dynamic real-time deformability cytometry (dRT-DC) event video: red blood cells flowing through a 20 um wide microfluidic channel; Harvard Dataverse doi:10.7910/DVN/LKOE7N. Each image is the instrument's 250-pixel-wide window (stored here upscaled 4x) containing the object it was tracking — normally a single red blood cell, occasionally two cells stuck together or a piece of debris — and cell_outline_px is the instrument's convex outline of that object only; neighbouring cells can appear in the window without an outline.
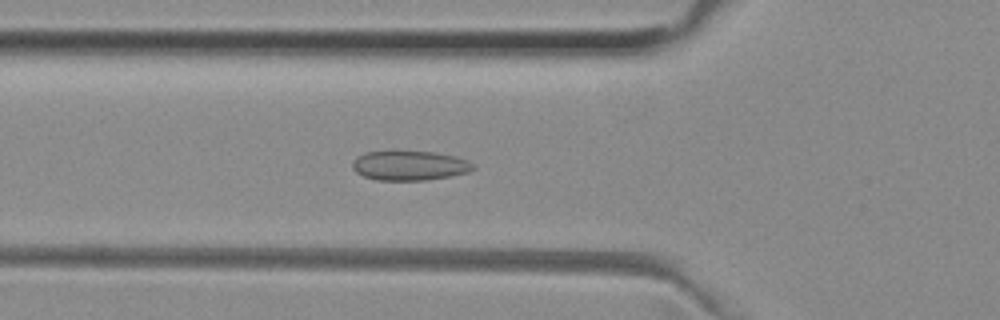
{"species": "common noctule bat (a hibernating species)", "species_latin": "Nyctalus noctula", "temperature_condition": "room temperature", "stored_images_in_passage": 32, "camera_frame_rate_fps": 3000, "um_per_image_px": 0.085, "animal": {"sex": "female", "body_mass_g": 29.2, "forearm_length_mm": 56.3}, "frame": {"image": 1, "passage_image": 4, "time_ms": 1.0, "image_size_px": [1000, 320], "cell_outline_px": [[476, 168], [468, 172], [452, 176], [428, 180], [376, 180], [364, 176], [356, 172], [352, 168], [352, 160], [356, 156], [364, 152], [392, 148], [396, 148], [436, 152], [456, 156], [468, 160]], "centroid_in_image_um": [34.77, 14.02], "position_along_channel_um": 91.0, "area_um2": 21.96}}
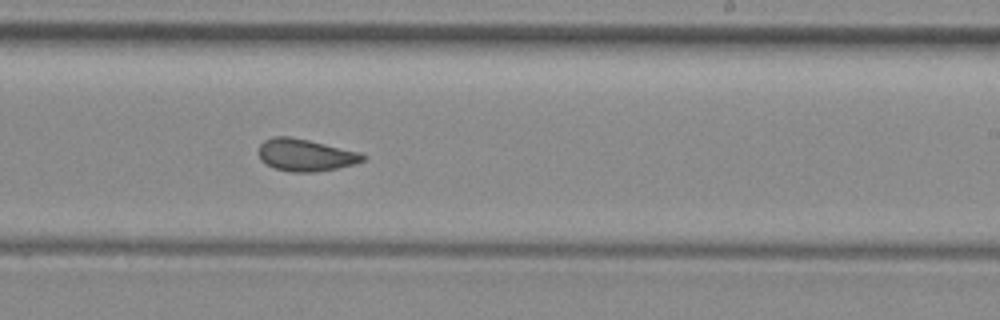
{"frame": {"image": 2, "passage_image": 17, "time_ms": 5.333, "image_size_px": [1000, 320], "cell_outline_px": [[368, 156], [364, 160], [352, 164], [336, 168], [316, 172], [292, 172], [276, 168], [260, 160], [256, 152], [260, 144], [264, 140], [276, 136], [292, 136], [360, 152]], "centroid_in_image_um": [25.94, 13.16], "position_along_channel_um": 263.1, "area_um2": 19.59}}
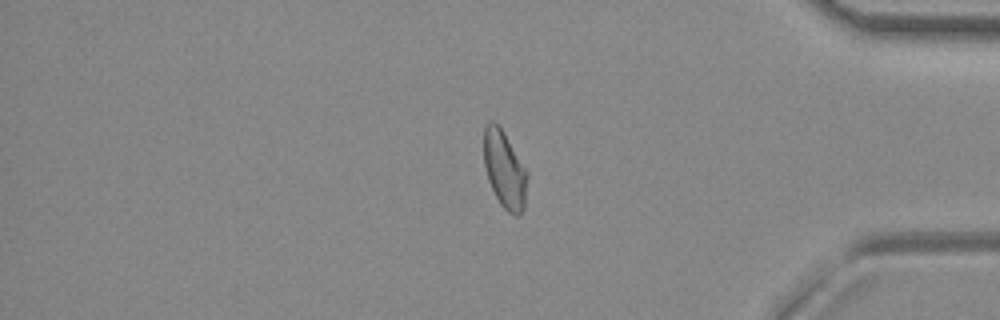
{"frame": {"image": 3, "passage_image": 29, "time_ms": 9.333, "image_size_px": [1000, 320], "cell_outline_px": [[528, 176], [524, 208], [520, 216], [516, 216], [508, 212], [500, 204], [488, 180], [484, 164], [484, 128], [492, 120], [504, 132], [528, 172]], "centroid_in_image_um": [42.9, 14.45], "position_along_channel_um": 392.3, "area_um2": 19.48}, "authors_computed_cell_mechanics": {"area_um2": 19.5942, "velocity_mm_per_s": 3.9682, "shape_relaxation_time_tau1_ms": null, "shape_relaxation_time_tau2_ms": 1.0404, "deformation_change_tau1": null, "deformation_change_tau2": 0.0592}}